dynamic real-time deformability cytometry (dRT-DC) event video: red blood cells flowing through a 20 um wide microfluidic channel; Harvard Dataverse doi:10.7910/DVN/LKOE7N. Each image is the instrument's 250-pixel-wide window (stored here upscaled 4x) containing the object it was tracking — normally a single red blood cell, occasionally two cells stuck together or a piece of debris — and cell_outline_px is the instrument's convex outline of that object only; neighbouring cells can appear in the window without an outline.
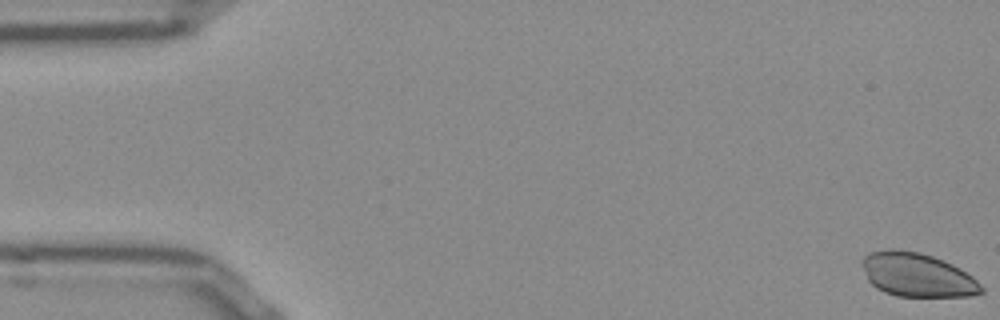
{"species": "Egyptian fruit bat (a non-hibernating species)", "species_latin": "Rousettus aegyptiacus", "temperature_condition": "room temperature", "stored_images_in_passage": 53, "camera_frame_rate_fps": 3000, "um_per_image_px": 0.085, "frame": {"image": 1, "passage_image": 1, "time_ms": 0.0, "image_size_px": [1000, 320], "cell_outline_px": [[984, 292], [968, 296], [896, 296], [884, 292], [876, 288], [868, 280], [860, 264], [860, 260], [868, 252], [892, 248], [920, 252], [944, 260], [960, 268], [972, 276], [984, 288]], "centroid_in_image_um": [77.93, 23.35], "position_along_channel_um": 7.1, "area_um2": 30.69}}
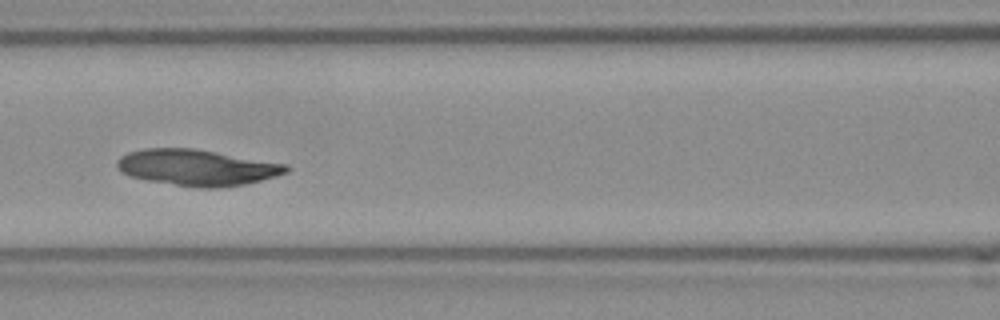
{"frame": {"image": 2, "passage_image": 23, "time_ms": 7.333, "image_size_px": [1000, 320], "cell_outline_px": [[292, 168], [288, 172], [276, 176], [244, 184], [224, 188], [200, 188], [148, 180], [128, 176], [120, 172], [116, 168], [116, 160], [120, 156], [128, 152], [144, 148], [192, 148], [288, 164]], "centroid_in_image_um": [16.73, 14.24], "position_along_channel_um": 149.9, "area_um2": 35.78}}
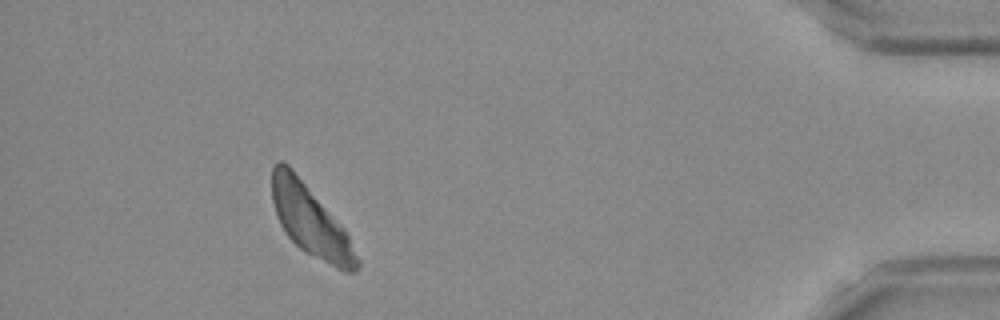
{"frame": {"image": 3, "passage_image": 48, "time_ms": 15.667, "image_size_px": [1000, 320], "cell_outline_px": [[360, 264], [356, 272], [344, 272], [304, 252], [284, 232], [276, 216], [272, 200], [272, 164], [276, 160], [280, 160], [288, 164], [292, 168], [344, 228], [360, 260]], "centroid_in_image_um": [26.37, 18.76], "position_along_channel_um": 408.8, "area_um2": 34.91}}